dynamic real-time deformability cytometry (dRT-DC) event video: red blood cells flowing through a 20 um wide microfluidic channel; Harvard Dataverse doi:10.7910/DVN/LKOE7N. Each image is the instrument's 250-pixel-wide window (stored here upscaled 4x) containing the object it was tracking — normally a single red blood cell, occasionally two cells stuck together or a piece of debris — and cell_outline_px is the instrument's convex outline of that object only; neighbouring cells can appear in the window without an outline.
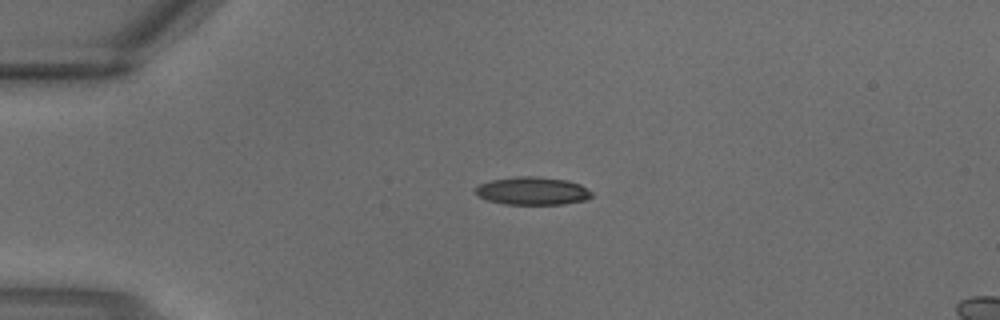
{"species": "common noctule bat (a hibernating species)", "species_latin": "Nyctalus noctula", "temperature_condition": "warm", "stored_images_in_passage": 1, "camera_frame_rate_fps": 3000, "um_per_image_px": 0.085, "animal": {"sex": "male", "body_mass_g": 18.8}, "frame": {"image": 1, "passage_image": 1, "time_ms": 0.0, "image_size_px": [1000, 320], "cell_outline_px": [[592, 196], [588, 200], [564, 204], [504, 204], [488, 200], [480, 196], [476, 192], [476, 184], [488, 180], [516, 176], [536, 176], [568, 180], [580, 184], [592, 192]], "centroid_in_image_um": [45.27, 16.22], "position_along_channel_um": 39.7, "area_um2": 19.13}}